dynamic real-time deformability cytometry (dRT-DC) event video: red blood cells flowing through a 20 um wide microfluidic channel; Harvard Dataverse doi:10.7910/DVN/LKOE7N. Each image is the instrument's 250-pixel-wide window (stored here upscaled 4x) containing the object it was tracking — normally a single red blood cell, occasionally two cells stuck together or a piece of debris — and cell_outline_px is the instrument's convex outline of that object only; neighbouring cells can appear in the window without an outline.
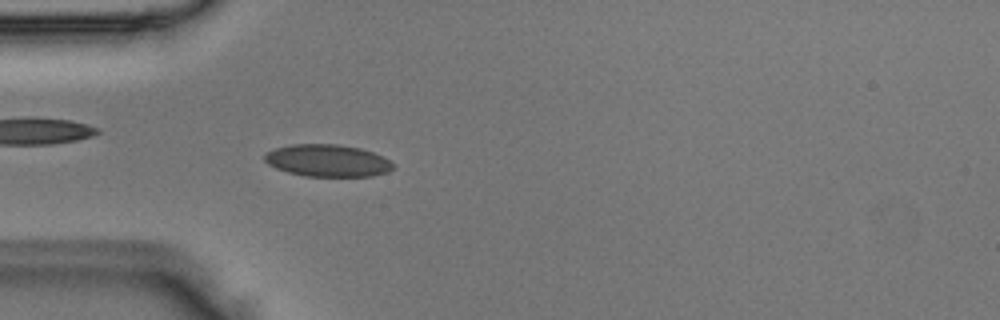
{"species": "Egyptian fruit bat (a non-hibernating species)", "species_latin": "Rousettus aegyptiacus", "temperature_condition": "room temperature", "stored_images_in_passage": 40, "camera_frame_rate_fps": 3000, "um_per_image_px": 0.085, "animal": {"sex": "male"}, "frame": {"image": 1, "passage_image": 5, "time_ms": 1.333, "image_size_px": [1000, 320], "cell_outline_px": [[392, 168], [388, 172], [372, 176], [304, 176], [288, 172], [276, 168], [268, 164], [264, 160], [264, 156], [268, 152], [276, 148], [292, 144], [336, 144], [360, 148], [384, 156], [392, 164]], "centroid_in_image_um": [27.83, 13.65], "position_along_channel_um": 57.2, "area_um2": 23.93}}
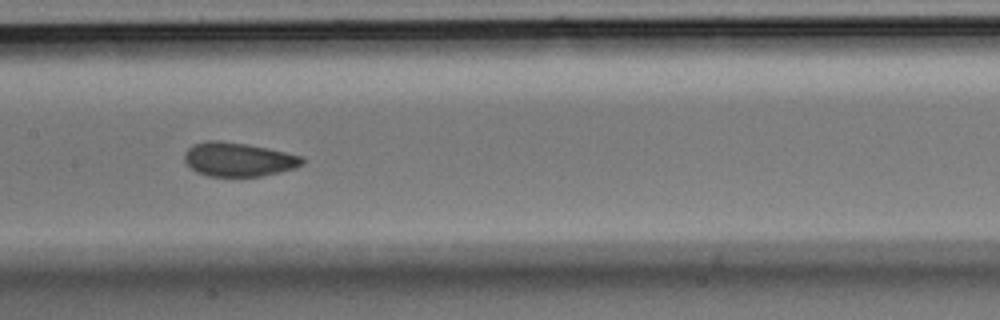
{"frame": {"image": 2, "passage_image": 15, "time_ms": 4.667, "image_size_px": [1000, 320], "cell_outline_px": [[304, 164], [296, 168], [280, 172], [260, 176], [208, 176], [196, 172], [184, 160], [184, 152], [192, 144], [204, 140], [220, 140], [248, 144], [268, 148], [304, 156]], "centroid_in_image_um": [20.27, 13.54], "position_along_channel_um": 187.1, "area_um2": 23.58}}
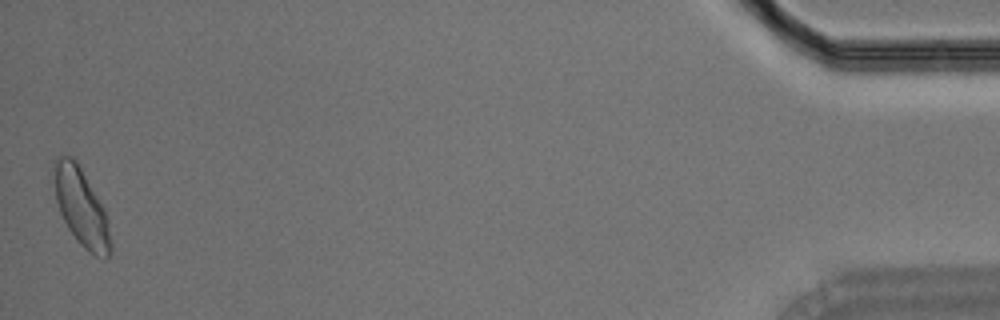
{"frame": {"image": 3, "passage_image": 40, "time_ms": 13.0, "image_size_px": [1000, 320], "cell_outline_px": [[112, 252], [104, 260], [88, 252], [76, 240], [68, 228], [60, 212], [56, 200], [56, 160], [60, 156], [72, 156], [76, 160], [104, 208], [108, 220], [112, 244]], "centroid_in_image_um": [6.97, 17.72], "position_along_channel_um": 428.2, "area_um2": 25.14}}